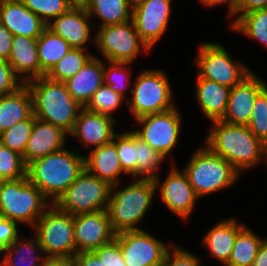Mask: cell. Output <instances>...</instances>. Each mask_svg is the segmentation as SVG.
<instances>
[{"label": "cell", "mask_w": 267, "mask_h": 266, "mask_svg": "<svg viewBox=\"0 0 267 266\" xmlns=\"http://www.w3.org/2000/svg\"><path fill=\"white\" fill-rule=\"evenodd\" d=\"M3 254L0 266H44L47 259L35 234L31 239L18 236Z\"/></svg>", "instance_id": "obj_28"}, {"label": "cell", "mask_w": 267, "mask_h": 266, "mask_svg": "<svg viewBox=\"0 0 267 266\" xmlns=\"http://www.w3.org/2000/svg\"><path fill=\"white\" fill-rule=\"evenodd\" d=\"M124 99L125 97L121 94L114 92L109 86L103 84L94 92L84 108L115 119L113 112L122 105Z\"/></svg>", "instance_id": "obj_36"}, {"label": "cell", "mask_w": 267, "mask_h": 266, "mask_svg": "<svg viewBox=\"0 0 267 266\" xmlns=\"http://www.w3.org/2000/svg\"><path fill=\"white\" fill-rule=\"evenodd\" d=\"M247 126L260 141L267 143V86L257 95Z\"/></svg>", "instance_id": "obj_41"}, {"label": "cell", "mask_w": 267, "mask_h": 266, "mask_svg": "<svg viewBox=\"0 0 267 266\" xmlns=\"http://www.w3.org/2000/svg\"><path fill=\"white\" fill-rule=\"evenodd\" d=\"M118 186L119 184L112 186L107 206L113 232L118 234L142 230L138 225L151 207L157 191L154 180L133 178L123 189H119Z\"/></svg>", "instance_id": "obj_3"}, {"label": "cell", "mask_w": 267, "mask_h": 266, "mask_svg": "<svg viewBox=\"0 0 267 266\" xmlns=\"http://www.w3.org/2000/svg\"><path fill=\"white\" fill-rule=\"evenodd\" d=\"M183 171L199 198L232 187L240 177L229 162L206 146L198 147Z\"/></svg>", "instance_id": "obj_5"}, {"label": "cell", "mask_w": 267, "mask_h": 266, "mask_svg": "<svg viewBox=\"0 0 267 266\" xmlns=\"http://www.w3.org/2000/svg\"><path fill=\"white\" fill-rule=\"evenodd\" d=\"M13 40V34L2 24L0 21V58L8 60L11 45Z\"/></svg>", "instance_id": "obj_46"}, {"label": "cell", "mask_w": 267, "mask_h": 266, "mask_svg": "<svg viewBox=\"0 0 267 266\" xmlns=\"http://www.w3.org/2000/svg\"><path fill=\"white\" fill-rule=\"evenodd\" d=\"M252 266H267V238L260 244L257 256Z\"/></svg>", "instance_id": "obj_50"}, {"label": "cell", "mask_w": 267, "mask_h": 266, "mask_svg": "<svg viewBox=\"0 0 267 266\" xmlns=\"http://www.w3.org/2000/svg\"><path fill=\"white\" fill-rule=\"evenodd\" d=\"M166 72L145 69L134 80L126 105L134 120L149 114L161 113L174 107L173 92Z\"/></svg>", "instance_id": "obj_7"}, {"label": "cell", "mask_w": 267, "mask_h": 266, "mask_svg": "<svg viewBox=\"0 0 267 266\" xmlns=\"http://www.w3.org/2000/svg\"><path fill=\"white\" fill-rule=\"evenodd\" d=\"M94 252L103 261L104 266H127L122 257L120 245L114 239L95 249Z\"/></svg>", "instance_id": "obj_44"}, {"label": "cell", "mask_w": 267, "mask_h": 266, "mask_svg": "<svg viewBox=\"0 0 267 266\" xmlns=\"http://www.w3.org/2000/svg\"><path fill=\"white\" fill-rule=\"evenodd\" d=\"M47 258L74 257V215L51 204L31 228Z\"/></svg>", "instance_id": "obj_8"}, {"label": "cell", "mask_w": 267, "mask_h": 266, "mask_svg": "<svg viewBox=\"0 0 267 266\" xmlns=\"http://www.w3.org/2000/svg\"><path fill=\"white\" fill-rule=\"evenodd\" d=\"M264 162H267V143L264 144V155H263ZM267 164V163H266Z\"/></svg>", "instance_id": "obj_54"}, {"label": "cell", "mask_w": 267, "mask_h": 266, "mask_svg": "<svg viewBox=\"0 0 267 266\" xmlns=\"http://www.w3.org/2000/svg\"><path fill=\"white\" fill-rule=\"evenodd\" d=\"M264 239L245 224L237 232L231 256L224 266H252Z\"/></svg>", "instance_id": "obj_31"}, {"label": "cell", "mask_w": 267, "mask_h": 266, "mask_svg": "<svg viewBox=\"0 0 267 266\" xmlns=\"http://www.w3.org/2000/svg\"><path fill=\"white\" fill-rule=\"evenodd\" d=\"M25 84L32 94L35 117L59 126L69 134L83 107L70 95L66 84L52 81L46 76L31 79Z\"/></svg>", "instance_id": "obj_4"}, {"label": "cell", "mask_w": 267, "mask_h": 266, "mask_svg": "<svg viewBox=\"0 0 267 266\" xmlns=\"http://www.w3.org/2000/svg\"><path fill=\"white\" fill-rule=\"evenodd\" d=\"M50 205L27 176L0 181V217L32 228Z\"/></svg>", "instance_id": "obj_6"}, {"label": "cell", "mask_w": 267, "mask_h": 266, "mask_svg": "<svg viewBox=\"0 0 267 266\" xmlns=\"http://www.w3.org/2000/svg\"><path fill=\"white\" fill-rule=\"evenodd\" d=\"M229 24L232 30L256 39L267 47V9H257L240 15Z\"/></svg>", "instance_id": "obj_32"}, {"label": "cell", "mask_w": 267, "mask_h": 266, "mask_svg": "<svg viewBox=\"0 0 267 266\" xmlns=\"http://www.w3.org/2000/svg\"><path fill=\"white\" fill-rule=\"evenodd\" d=\"M179 245H175L172 242V246L169 248L165 255L164 266H201V259L192 254V252L185 250Z\"/></svg>", "instance_id": "obj_42"}, {"label": "cell", "mask_w": 267, "mask_h": 266, "mask_svg": "<svg viewBox=\"0 0 267 266\" xmlns=\"http://www.w3.org/2000/svg\"><path fill=\"white\" fill-rule=\"evenodd\" d=\"M86 51L88 50L71 48L45 76L55 82H65L94 56Z\"/></svg>", "instance_id": "obj_33"}, {"label": "cell", "mask_w": 267, "mask_h": 266, "mask_svg": "<svg viewBox=\"0 0 267 266\" xmlns=\"http://www.w3.org/2000/svg\"><path fill=\"white\" fill-rule=\"evenodd\" d=\"M68 2L75 7H85L89 0H68Z\"/></svg>", "instance_id": "obj_52"}, {"label": "cell", "mask_w": 267, "mask_h": 266, "mask_svg": "<svg viewBox=\"0 0 267 266\" xmlns=\"http://www.w3.org/2000/svg\"><path fill=\"white\" fill-rule=\"evenodd\" d=\"M95 47L105 61L129 63L136 60L140 53L149 54L148 46L141 40L132 20L115 25L95 27Z\"/></svg>", "instance_id": "obj_9"}, {"label": "cell", "mask_w": 267, "mask_h": 266, "mask_svg": "<svg viewBox=\"0 0 267 266\" xmlns=\"http://www.w3.org/2000/svg\"><path fill=\"white\" fill-rule=\"evenodd\" d=\"M115 120L82 108L69 135L78 138L85 148H97L113 141Z\"/></svg>", "instance_id": "obj_19"}, {"label": "cell", "mask_w": 267, "mask_h": 266, "mask_svg": "<svg viewBox=\"0 0 267 266\" xmlns=\"http://www.w3.org/2000/svg\"><path fill=\"white\" fill-rule=\"evenodd\" d=\"M85 169V158L78 150L64 148L27 165L26 176L54 204Z\"/></svg>", "instance_id": "obj_2"}, {"label": "cell", "mask_w": 267, "mask_h": 266, "mask_svg": "<svg viewBox=\"0 0 267 266\" xmlns=\"http://www.w3.org/2000/svg\"><path fill=\"white\" fill-rule=\"evenodd\" d=\"M46 25L59 15L66 13L72 5L68 0H20Z\"/></svg>", "instance_id": "obj_38"}, {"label": "cell", "mask_w": 267, "mask_h": 266, "mask_svg": "<svg viewBox=\"0 0 267 266\" xmlns=\"http://www.w3.org/2000/svg\"><path fill=\"white\" fill-rule=\"evenodd\" d=\"M112 185L86 169L64 191L54 205L71 215L107 209Z\"/></svg>", "instance_id": "obj_10"}, {"label": "cell", "mask_w": 267, "mask_h": 266, "mask_svg": "<svg viewBox=\"0 0 267 266\" xmlns=\"http://www.w3.org/2000/svg\"><path fill=\"white\" fill-rule=\"evenodd\" d=\"M93 23V24H92ZM53 33L61 36L71 48L87 50V44L93 41L94 22L85 7L72 6L66 13L59 15L46 25Z\"/></svg>", "instance_id": "obj_17"}, {"label": "cell", "mask_w": 267, "mask_h": 266, "mask_svg": "<svg viewBox=\"0 0 267 266\" xmlns=\"http://www.w3.org/2000/svg\"><path fill=\"white\" fill-rule=\"evenodd\" d=\"M127 266H162L172 246L160 241L146 230L124 231L115 234Z\"/></svg>", "instance_id": "obj_13"}, {"label": "cell", "mask_w": 267, "mask_h": 266, "mask_svg": "<svg viewBox=\"0 0 267 266\" xmlns=\"http://www.w3.org/2000/svg\"><path fill=\"white\" fill-rule=\"evenodd\" d=\"M201 1V3H203V5H205L206 7H216L222 4H228L227 7V11H228V15L229 17L233 19V22L237 19V4H238V0H199Z\"/></svg>", "instance_id": "obj_49"}, {"label": "cell", "mask_w": 267, "mask_h": 266, "mask_svg": "<svg viewBox=\"0 0 267 266\" xmlns=\"http://www.w3.org/2000/svg\"><path fill=\"white\" fill-rule=\"evenodd\" d=\"M85 9L92 17L100 19V27L122 24L131 20L132 9L126 0H89Z\"/></svg>", "instance_id": "obj_30"}, {"label": "cell", "mask_w": 267, "mask_h": 266, "mask_svg": "<svg viewBox=\"0 0 267 266\" xmlns=\"http://www.w3.org/2000/svg\"><path fill=\"white\" fill-rule=\"evenodd\" d=\"M73 258L76 266H104L94 251L76 253Z\"/></svg>", "instance_id": "obj_47"}, {"label": "cell", "mask_w": 267, "mask_h": 266, "mask_svg": "<svg viewBox=\"0 0 267 266\" xmlns=\"http://www.w3.org/2000/svg\"><path fill=\"white\" fill-rule=\"evenodd\" d=\"M137 178L155 179L157 170L164 159L161 152L156 151L136 135Z\"/></svg>", "instance_id": "obj_34"}, {"label": "cell", "mask_w": 267, "mask_h": 266, "mask_svg": "<svg viewBox=\"0 0 267 266\" xmlns=\"http://www.w3.org/2000/svg\"><path fill=\"white\" fill-rule=\"evenodd\" d=\"M36 117L32 114L28 119L17 122L0 134L5 147L24 155L31 136Z\"/></svg>", "instance_id": "obj_37"}, {"label": "cell", "mask_w": 267, "mask_h": 266, "mask_svg": "<svg viewBox=\"0 0 267 266\" xmlns=\"http://www.w3.org/2000/svg\"><path fill=\"white\" fill-rule=\"evenodd\" d=\"M5 147L3 144L2 138L0 137V151Z\"/></svg>", "instance_id": "obj_55"}, {"label": "cell", "mask_w": 267, "mask_h": 266, "mask_svg": "<svg viewBox=\"0 0 267 266\" xmlns=\"http://www.w3.org/2000/svg\"><path fill=\"white\" fill-rule=\"evenodd\" d=\"M16 221L0 217V254L19 236Z\"/></svg>", "instance_id": "obj_45"}, {"label": "cell", "mask_w": 267, "mask_h": 266, "mask_svg": "<svg viewBox=\"0 0 267 266\" xmlns=\"http://www.w3.org/2000/svg\"><path fill=\"white\" fill-rule=\"evenodd\" d=\"M235 218L220 220L204 234L202 244L209 255L225 265L231 256L237 232L244 226Z\"/></svg>", "instance_id": "obj_24"}, {"label": "cell", "mask_w": 267, "mask_h": 266, "mask_svg": "<svg viewBox=\"0 0 267 266\" xmlns=\"http://www.w3.org/2000/svg\"><path fill=\"white\" fill-rule=\"evenodd\" d=\"M207 132L205 145L211 152L223 157L241 175L263 162L264 143L246 125H232L214 120Z\"/></svg>", "instance_id": "obj_1"}, {"label": "cell", "mask_w": 267, "mask_h": 266, "mask_svg": "<svg viewBox=\"0 0 267 266\" xmlns=\"http://www.w3.org/2000/svg\"><path fill=\"white\" fill-rule=\"evenodd\" d=\"M40 77L45 76L51 68L67 54L71 46L59 35L47 27L37 38Z\"/></svg>", "instance_id": "obj_29"}, {"label": "cell", "mask_w": 267, "mask_h": 266, "mask_svg": "<svg viewBox=\"0 0 267 266\" xmlns=\"http://www.w3.org/2000/svg\"><path fill=\"white\" fill-rule=\"evenodd\" d=\"M126 1H127L128 6L133 10L135 7L139 6L146 0H126Z\"/></svg>", "instance_id": "obj_53"}, {"label": "cell", "mask_w": 267, "mask_h": 266, "mask_svg": "<svg viewBox=\"0 0 267 266\" xmlns=\"http://www.w3.org/2000/svg\"><path fill=\"white\" fill-rule=\"evenodd\" d=\"M171 163L172 168L164 182L160 183L161 178L159 176L153 180L166 208L175 215L177 214L176 216H179L182 220H186L192 213L196 200L200 198L189 183L186 173L175 167L176 164L173 159Z\"/></svg>", "instance_id": "obj_14"}, {"label": "cell", "mask_w": 267, "mask_h": 266, "mask_svg": "<svg viewBox=\"0 0 267 266\" xmlns=\"http://www.w3.org/2000/svg\"><path fill=\"white\" fill-rule=\"evenodd\" d=\"M33 114V98L24 83L16 91L0 96V134Z\"/></svg>", "instance_id": "obj_27"}, {"label": "cell", "mask_w": 267, "mask_h": 266, "mask_svg": "<svg viewBox=\"0 0 267 266\" xmlns=\"http://www.w3.org/2000/svg\"><path fill=\"white\" fill-rule=\"evenodd\" d=\"M26 164L22 155L4 147L0 151V181L26 177Z\"/></svg>", "instance_id": "obj_40"}, {"label": "cell", "mask_w": 267, "mask_h": 266, "mask_svg": "<svg viewBox=\"0 0 267 266\" xmlns=\"http://www.w3.org/2000/svg\"><path fill=\"white\" fill-rule=\"evenodd\" d=\"M267 86L252 72L240 84L230 89L227 111L222 121L232 125H248L257 95Z\"/></svg>", "instance_id": "obj_18"}, {"label": "cell", "mask_w": 267, "mask_h": 266, "mask_svg": "<svg viewBox=\"0 0 267 266\" xmlns=\"http://www.w3.org/2000/svg\"><path fill=\"white\" fill-rule=\"evenodd\" d=\"M23 81L14 73L9 63L0 58V96L16 91Z\"/></svg>", "instance_id": "obj_43"}, {"label": "cell", "mask_w": 267, "mask_h": 266, "mask_svg": "<svg viewBox=\"0 0 267 266\" xmlns=\"http://www.w3.org/2000/svg\"><path fill=\"white\" fill-rule=\"evenodd\" d=\"M44 266H76L73 257L47 258Z\"/></svg>", "instance_id": "obj_51"}, {"label": "cell", "mask_w": 267, "mask_h": 266, "mask_svg": "<svg viewBox=\"0 0 267 266\" xmlns=\"http://www.w3.org/2000/svg\"><path fill=\"white\" fill-rule=\"evenodd\" d=\"M74 237L77 253L94 251L111 242L115 233L107 209L74 215Z\"/></svg>", "instance_id": "obj_16"}, {"label": "cell", "mask_w": 267, "mask_h": 266, "mask_svg": "<svg viewBox=\"0 0 267 266\" xmlns=\"http://www.w3.org/2000/svg\"><path fill=\"white\" fill-rule=\"evenodd\" d=\"M69 134L59 126L35 119L31 136L22 156L26 166L34 160L65 148Z\"/></svg>", "instance_id": "obj_20"}, {"label": "cell", "mask_w": 267, "mask_h": 266, "mask_svg": "<svg viewBox=\"0 0 267 266\" xmlns=\"http://www.w3.org/2000/svg\"><path fill=\"white\" fill-rule=\"evenodd\" d=\"M121 166L127 175L137 178L136 134L131 130L115 134L113 141Z\"/></svg>", "instance_id": "obj_35"}, {"label": "cell", "mask_w": 267, "mask_h": 266, "mask_svg": "<svg viewBox=\"0 0 267 266\" xmlns=\"http://www.w3.org/2000/svg\"><path fill=\"white\" fill-rule=\"evenodd\" d=\"M14 73L26 83L40 77L37 38L13 36L11 52L7 60Z\"/></svg>", "instance_id": "obj_22"}, {"label": "cell", "mask_w": 267, "mask_h": 266, "mask_svg": "<svg viewBox=\"0 0 267 266\" xmlns=\"http://www.w3.org/2000/svg\"><path fill=\"white\" fill-rule=\"evenodd\" d=\"M177 109L174 107L161 113L142 116L135 121L142 128L132 131L153 149L168 157L177 145L181 132L182 118Z\"/></svg>", "instance_id": "obj_12"}, {"label": "cell", "mask_w": 267, "mask_h": 266, "mask_svg": "<svg viewBox=\"0 0 267 266\" xmlns=\"http://www.w3.org/2000/svg\"><path fill=\"white\" fill-rule=\"evenodd\" d=\"M257 9H267V0H238L237 18Z\"/></svg>", "instance_id": "obj_48"}, {"label": "cell", "mask_w": 267, "mask_h": 266, "mask_svg": "<svg viewBox=\"0 0 267 266\" xmlns=\"http://www.w3.org/2000/svg\"><path fill=\"white\" fill-rule=\"evenodd\" d=\"M172 0H146L132 10V18L141 40L151 50L166 30L172 11Z\"/></svg>", "instance_id": "obj_15"}, {"label": "cell", "mask_w": 267, "mask_h": 266, "mask_svg": "<svg viewBox=\"0 0 267 266\" xmlns=\"http://www.w3.org/2000/svg\"><path fill=\"white\" fill-rule=\"evenodd\" d=\"M104 61L93 56L73 77L67 79V90L83 108L94 92L104 84Z\"/></svg>", "instance_id": "obj_23"}, {"label": "cell", "mask_w": 267, "mask_h": 266, "mask_svg": "<svg viewBox=\"0 0 267 266\" xmlns=\"http://www.w3.org/2000/svg\"><path fill=\"white\" fill-rule=\"evenodd\" d=\"M107 62V63H105ZM108 65V66H107ZM129 63L104 61V85L109 86L114 92L126 98L125 89L129 88L131 72L126 68Z\"/></svg>", "instance_id": "obj_39"}, {"label": "cell", "mask_w": 267, "mask_h": 266, "mask_svg": "<svg viewBox=\"0 0 267 266\" xmlns=\"http://www.w3.org/2000/svg\"><path fill=\"white\" fill-rule=\"evenodd\" d=\"M196 79L195 96L204 117L209 121L221 120L227 111L231 88L198 75Z\"/></svg>", "instance_id": "obj_26"}, {"label": "cell", "mask_w": 267, "mask_h": 266, "mask_svg": "<svg viewBox=\"0 0 267 266\" xmlns=\"http://www.w3.org/2000/svg\"><path fill=\"white\" fill-rule=\"evenodd\" d=\"M0 21L13 34L38 38L46 24L20 0H0Z\"/></svg>", "instance_id": "obj_21"}, {"label": "cell", "mask_w": 267, "mask_h": 266, "mask_svg": "<svg viewBox=\"0 0 267 266\" xmlns=\"http://www.w3.org/2000/svg\"><path fill=\"white\" fill-rule=\"evenodd\" d=\"M198 48L196 74L201 78L233 88L253 72L246 65L235 61L219 42H202Z\"/></svg>", "instance_id": "obj_11"}, {"label": "cell", "mask_w": 267, "mask_h": 266, "mask_svg": "<svg viewBox=\"0 0 267 266\" xmlns=\"http://www.w3.org/2000/svg\"><path fill=\"white\" fill-rule=\"evenodd\" d=\"M84 158L85 169L112 186L120 183V175L127 174L121 166L116 145L113 142L93 148Z\"/></svg>", "instance_id": "obj_25"}]
</instances>
